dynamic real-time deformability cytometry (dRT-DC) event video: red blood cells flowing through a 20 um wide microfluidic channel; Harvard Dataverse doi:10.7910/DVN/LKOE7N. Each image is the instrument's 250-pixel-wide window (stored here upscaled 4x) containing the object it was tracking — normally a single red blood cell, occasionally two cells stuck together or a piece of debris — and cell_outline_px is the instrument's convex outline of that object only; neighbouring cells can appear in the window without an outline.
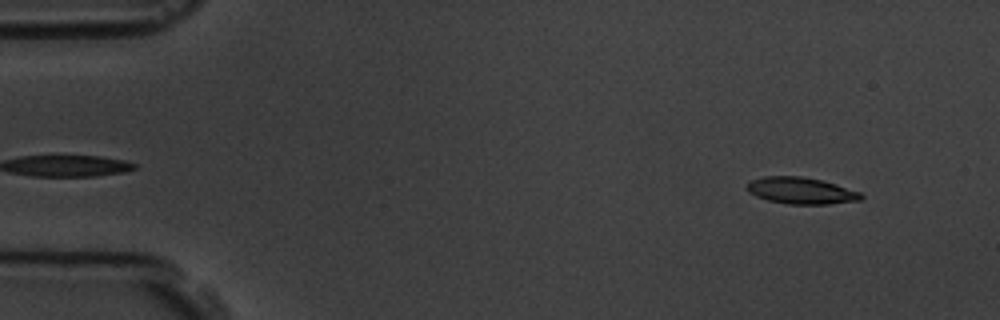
{"species": "common noctule bat (a hibernating species)", "species_latin": "Nyctalus noctula", "temperature_condition": "room temperature", "stored_images_in_passage": 4, "camera_frame_rate_fps": 3000, "um_per_image_px": 0.085, "animal": {"sex": "male", "body_mass_g": 19.5, "forearm_length_mm": 54.6}, "frame": {"image": 1, "passage_image": 1, "time_ms": 0.0, "image_size_px": [1000, 320], "cell_outline_px": [[864, 196], [860, 200], [828, 204], [788, 204], [768, 200], [756, 196], [748, 192], [748, 184], [752, 180], [764, 176], [800, 176], [820, 180], [836, 184], [860, 192]], "centroid_in_image_um": [68.1, 16.21], "position_along_channel_um": 16.9, "area_um2": 17.51}}
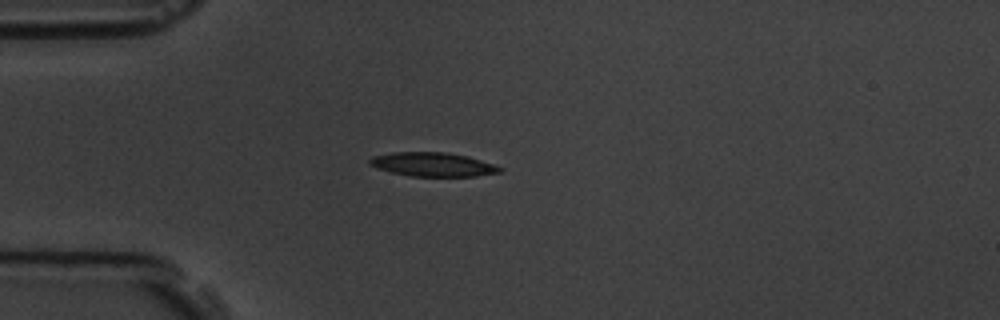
{"frame": {"image": 2, "passage_image": 4, "time_ms": 3.333, "image_size_px": [1000, 320], "cell_outline_px": [[504, 168], [500, 172], [476, 176], [412, 176], [392, 172], [376, 168], [368, 164], [368, 160], [372, 156], [392, 152], [444, 152], [468, 156]], "centroid_in_image_um": [36.75, 13.97], "position_along_channel_um": 48.2, "area_um2": 18.09}}